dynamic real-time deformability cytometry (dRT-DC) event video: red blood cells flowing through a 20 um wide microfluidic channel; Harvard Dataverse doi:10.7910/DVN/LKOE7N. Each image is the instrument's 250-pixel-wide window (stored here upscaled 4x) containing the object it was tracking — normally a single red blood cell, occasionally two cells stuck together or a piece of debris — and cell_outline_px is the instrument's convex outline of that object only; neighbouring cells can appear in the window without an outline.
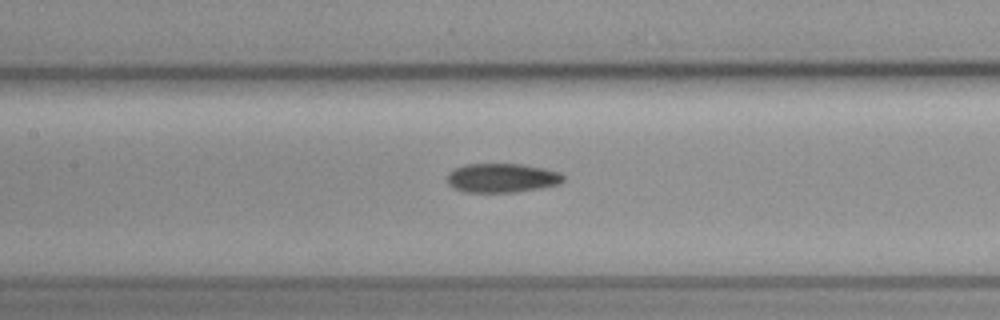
{"species": "common noctule bat (a hibernating species)", "species_latin": "Nyctalus noctula", "temperature_condition": "cold", "stored_images_in_passage": 18, "camera_frame_rate_fps": 3000, "um_per_image_px": 0.085, "animal": {"sex": "female", "body_mass_g": 19.3, "forearm_length_mm": 54.1}, "frame": {"image": 1, "passage_image": 16, "time_ms": 5.0, "image_size_px": [1000, 320], "cell_outline_px": [[564, 180], [560, 184], [540, 188], [516, 192], [464, 192], [452, 188], [448, 184], [448, 172], [464, 164], [520, 164], [544, 168], [560, 172], [564, 176]], "centroid_in_image_um": [42.66, 15.13], "position_along_channel_um": 164.7, "area_um2": 19.83}}